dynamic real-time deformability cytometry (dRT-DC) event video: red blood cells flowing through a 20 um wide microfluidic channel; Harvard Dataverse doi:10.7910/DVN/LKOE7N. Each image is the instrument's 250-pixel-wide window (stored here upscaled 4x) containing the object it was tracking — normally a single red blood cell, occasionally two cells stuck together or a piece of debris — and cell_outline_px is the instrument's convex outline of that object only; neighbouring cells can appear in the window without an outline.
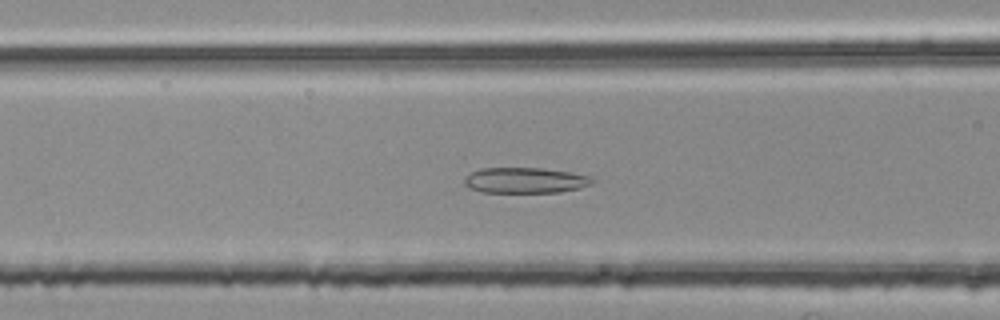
{"species": "common noctule bat (a hibernating species)", "species_latin": "Nyctalus noctula", "temperature_condition": "room temperature", "stored_images_in_passage": 54, "segment_of_instrument_passage": [2, 2], "camera_frame_rate_fps": 3000, "um_per_image_px": 0.085, "animal": {"sex": "female", "body_mass_g": 25.1}, "frame": {"image": 1, "passage_image": 22, "time_ms": 7.0, "image_size_px": [1000, 320], "cell_outline_px": [[596, 180], [580, 188], [560, 192], [480, 192], [468, 188], [464, 184], [464, 180], [472, 172], [480, 168], [544, 168], [592, 176]], "centroid_in_image_um": [44.63, 15.33], "position_along_channel_um": 122.0, "area_um2": 19.07}}
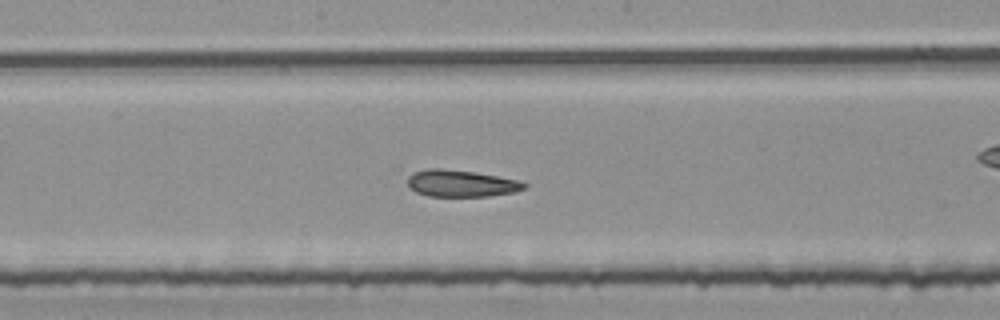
{"frame": {"image": 2, "passage_image": 29, "time_ms": 9.333, "image_size_px": [1000, 320], "cell_outline_px": [[528, 188], [516, 192], [488, 196], [428, 196], [416, 192], [408, 184], [408, 176], [412, 172], [428, 168], [440, 168], [476, 172], [520, 180], [528, 184]], "centroid_in_image_um": [39.24, 15.58], "position_along_channel_um": 209.0, "area_um2": 18.44}}
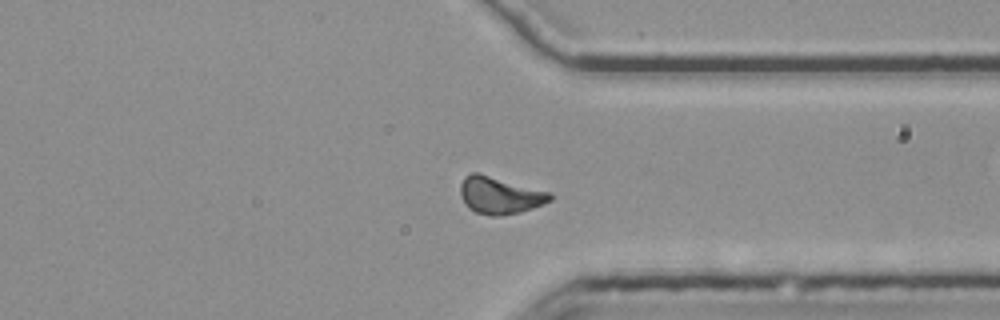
{"frame": {"image": 3, "passage_image": 42, "time_ms": 13.667, "image_size_px": [1000, 320], "cell_outline_px": [[552, 200], [532, 208], [520, 212], [500, 216], [488, 216], [476, 212], [468, 208], [464, 204], [460, 196], [460, 184], [464, 176], [472, 172], [480, 172], [552, 192]], "centroid_in_image_um": [42.46, 16.58], "position_along_channel_um": 368.9, "area_um2": 19.88}}